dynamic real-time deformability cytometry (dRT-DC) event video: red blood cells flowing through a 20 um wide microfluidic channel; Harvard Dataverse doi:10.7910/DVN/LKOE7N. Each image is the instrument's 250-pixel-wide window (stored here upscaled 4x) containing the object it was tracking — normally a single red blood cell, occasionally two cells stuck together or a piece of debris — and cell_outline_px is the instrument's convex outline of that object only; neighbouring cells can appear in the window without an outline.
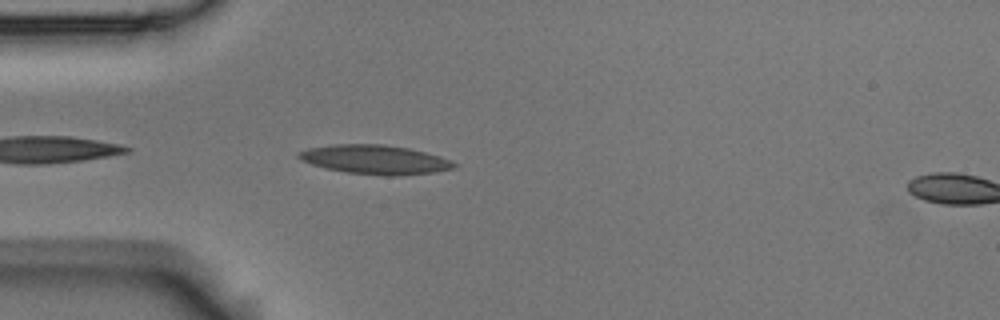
{"species": "Egyptian fruit bat (a non-hibernating species)", "species_latin": "Rousettus aegyptiacus", "temperature_condition": "room temperature", "stored_images_in_passage": 6, "segment_of_instrument_passage": [1, 2], "camera_frame_rate_fps": 3000, "um_per_image_px": 0.085, "animal": {"sex": "male"}, "frame": {"image": 1, "passage_image": 5, "time_ms": 1.333, "image_size_px": [1000, 320], "cell_outline_px": [[456, 168], [432, 172], [392, 176], [384, 176], [348, 172], [324, 168], [300, 160], [296, 156], [296, 152], [308, 148], [332, 144], [384, 144], [408, 148], [440, 156], [452, 160], [456, 164]], "centroid_in_image_um": [31.84, 13.56], "position_along_channel_um": 53.2, "area_um2": 26.41}}